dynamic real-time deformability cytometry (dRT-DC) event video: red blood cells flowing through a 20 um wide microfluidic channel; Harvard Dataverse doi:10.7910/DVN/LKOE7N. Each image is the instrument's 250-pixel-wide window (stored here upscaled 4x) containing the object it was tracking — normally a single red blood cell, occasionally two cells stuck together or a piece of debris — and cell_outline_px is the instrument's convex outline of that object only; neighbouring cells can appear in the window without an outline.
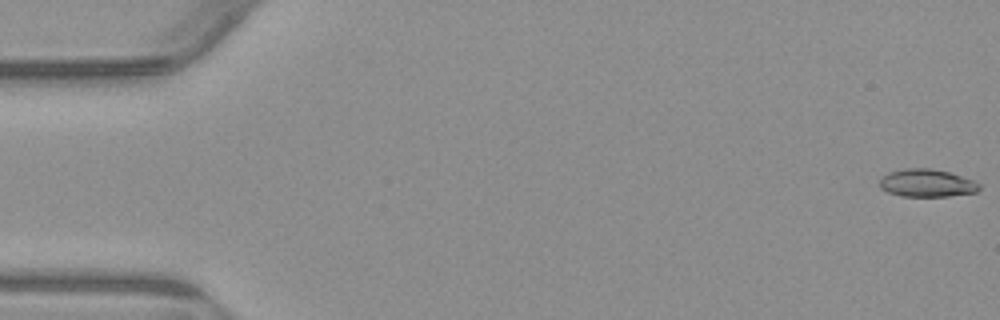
{"species": "common noctule bat (a hibernating species)", "species_latin": "Nyctalus noctula", "temperature_condition": "warm", "stored_images_in_passage": 54, "camera_frame_rate_fps": 3000, "um_per_image_px": 0.085, "animal": {"sex": "male", "body_mass_g": 23.1, "forearm_length_mm": 52.7}, "frame": {"image": 1, "passage_image": 1, "time_ms": 0.0, "image_size_px": [1000, 320], "cell_outline_px": [[980, 188], [976, 192], [948, 196], [900, 196], [888, 192], [880, 188], [880, 180], [888, 172], [908, 168], [928, 168], [948, 172], [972, 180], [980, 184]], "centroid_in_image_um": [78.76, 15.57], "position_along_channel_um": 6.2, "area_um2": 15.9}}
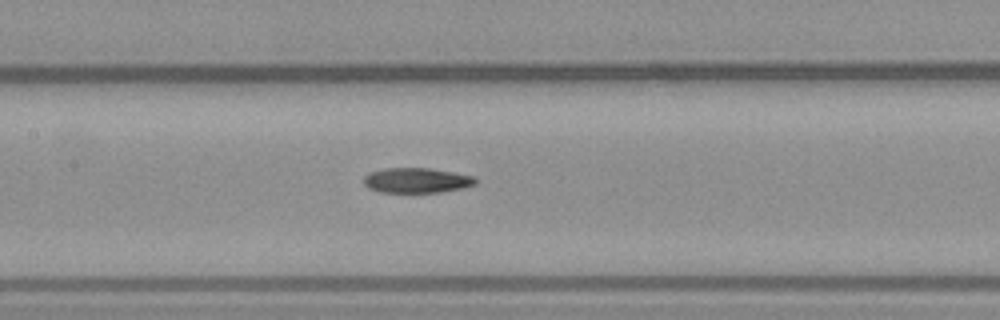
{"frame": {"image": 2, "passage_image": 26, "time_ms": 8.333, "image_size_px": [1000, 320], "cell_outline_px": [[476, 184], [464, 188], [440, 192], [380, 192], [368, 188], [364, 184], [364, 176], [368, 172], [384, 168], [428, 168], [476, 176]], "centroid_in_image_um": [35.41, 15.33], "position_along_channel_um": 172.0, "area_um2": 16.42}}
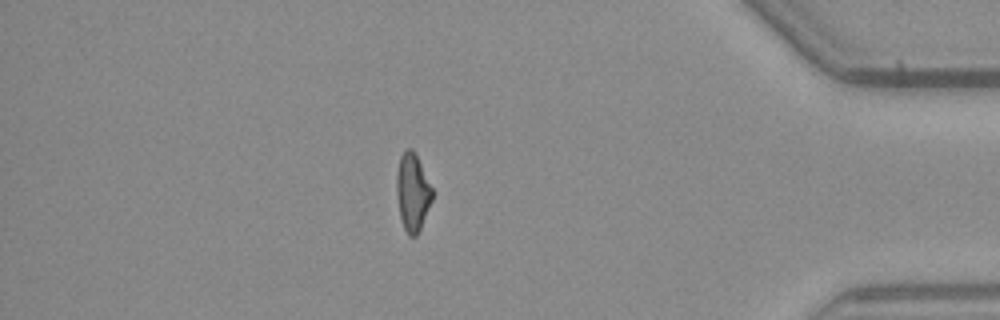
{"frame": {"image": 3, "passage_image": 47, "time_ms": 15.333, "image_size_px": [1000, 320], "cell_outline_px": [[432, 200], [420, 228], [416, 236], [408, 236], [404, 228], [400, 216], [396, 192], [396, 172], [400, 156], [408, 148], [412, 148], [432, 188]], "centroid_in_image_um": [35.04, 16.35], "position_along_channel_um": 400.2, "area_um2": 15.84}, "authors_computed_cell_mechanics": {"area_um2": 16.5597, "velocity_mm_per_s": 3.8583, "shape_relaxation_time_tau1_ms": 6.6534, "shape_relaxation_time_tau2_ms": 7.6638, "deformation_change_tau1": 0.1715, "deformation_change_tau2": 0.1675}}